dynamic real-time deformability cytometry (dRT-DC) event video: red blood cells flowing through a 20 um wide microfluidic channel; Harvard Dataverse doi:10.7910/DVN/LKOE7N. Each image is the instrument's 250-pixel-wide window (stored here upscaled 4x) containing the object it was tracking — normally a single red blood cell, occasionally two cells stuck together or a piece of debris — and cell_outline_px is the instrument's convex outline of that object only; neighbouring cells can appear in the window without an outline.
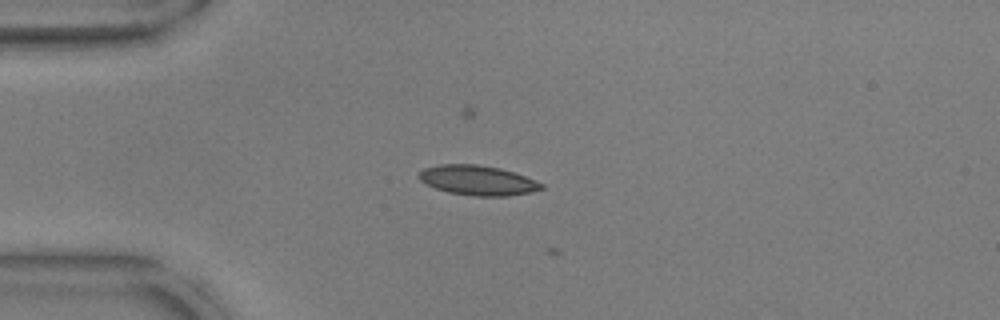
{"species": "common noctule bat (a hibernating species)", "species_latin": "Nyctalus noctula", "temperature_condition": "warm", "stored_images_in_passage": 2, "camera_frame_rate_fps": 3000, "um_per_image_px": 0.085, "animal": {"sex": "male", "body_mass_g": 17.9, "forearm_length_mm": 54.2}, "frame": {"image": 1, "passage_image": 1, "time_ms": 0.0, "image_size_px": [1000, 320], "cell_outline_px": [[544, 188], [532, 192], [508, 196], [472, 196], [448, 192], [436, 188], [420, 180], [416, 176], [424, 168], [440, 164], [476, 164], [500, 168], [524, 176], [544, 184]], "centroid_in_image_um": [40.6, 15.33], "position_along_channel_um": 44.4, "area_um2": 21.21}}